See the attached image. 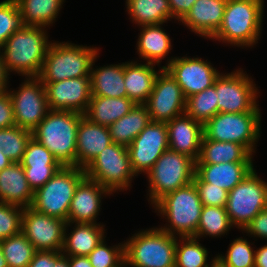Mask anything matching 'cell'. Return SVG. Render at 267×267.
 I'll return each mask as SVG.
<instances>
[{
  "instance_id": "6da1fadb",
  "label": "cell",
  "mask_w": 267,
  "mask_h": 267,
  "mask_svg": "<svg viewBox=\"0 0 267 267\" xmlns=\"http://www.w3.org/2000/svg\"><path fill=\"white\" fill-rule=\"evenodd\" d=\"M265 0H227L222 24L209 39L212 42L252 49L262 36Z\"/></svg>"
},
{
  "instance_id": "7a4b0ae2",
  "label": "cell",
  "mask_w": 267,
  "mask_h": 267,
  "mask_svg": "<svg viewBox=\"0 0 267 267\" xmlns=\"http://www.w3.org/2000/svg\"><path fill=\"white\" fill-rule=\"evenodd\" d=\"M48 28L23 26L3 44L1 56L8 74L21 77L40 75L50 41Z\"/></svg>"
},
{
  "instance_id": "3957f363",
  "label": "cell",
  "mask_w": 267,
  "mask_h": 267,
  "mask_svg": "<svg viewBox=\"0 0 267 267\" xmlns=\"http://www.w3.org/2000/svg\"><path fill=\"white\" fill-rule=\"evenodd\" d=\"M203 205L193 182L162 197L153 207L158 227L175 237H195Z\"/></svg>"
},
{
  "instance_id": "277c9868",
  "label": "cell",
  "mask_w": 267,
  "mask_h": 267,
  "mask_svg": "<svg viewBox=\"0 0 267 267\" xmlns=\"http://www.w3.org/2000/svg\"><path fill=\"white\" fill-rule=\"evenodd\" d=\"M84 115L75 111L50 110L32 131V137L45 146L63 166H76L77 130Z\"/></svg>"
},
{
  "instance_id": "5b68a950",
  "label": "cell",
  "mask_w": 267,
  "mask_h": 267,
  "mask_svg": "<svg viewBox=\"0 0 267 267\" xmlns=\"http://www.w3.org/2000/svg\"><path fill=\"white\" fill-rule=\"evenodd\" d=\"M135 231L124 240L125 267H175L177 237L158 226Z\"/></svg>"
},
{
  "instance_id": "8992f818",
  "label": "cell",
  "mask_w": 267,
  "mask_h": 267,
  "mask_svg": "<svg viewBox=\"0 0 267 267\" xmlns=\"http://www.w3.org/2000/svg\"><path fill=\"white\" fill-rule=\"evenodd\" d=\"M101 52L96 45H80L72 41L52 40L48 47L40 75L42 82L90 77L91 67Z\"/></svg>"
},
{
  "instance_id": "52a82bcc",
  "label": "cell",
  "mask_w": 267,
  "mask_h": 267,
  "mask_svg": "<svg viewBox=\"0 0 267 267\" xmlns=\"http://www.w3.org/2000/svg\"><path fill=\"white\" fill-rule=\"evenodd\" d=\"M196 172V162L187 155L167 149L145 174L147 201L153 207L162 197L191 182Z\"/></svg>"
},
{
  "instance_id": "ba28073f",
  "label": "cell",
  "mask_w": 267,
  "mask_h": 267,
  "mask_svg": "<svg viewBox=\"0 0 267 267\" xmlns=\"http://www.w3.org/2000/svg\"><path fill=\"white\" fill-rule=\"evenodd\" d=\"M258 105L245 113L218 112L203 125L206 139L244 145L253 155L262 134V110Z\"/></svg>"
},
{
  "instance_id": "9c48e42d",
  "label": "cell",
  "mask_w": 267,
  "mask_h": 267,
  "mask_svg": "<svg viewBox=\"0 0 267 267\" xmlns=\"http://www.w3.org/2000/svg\"><path fill=\"white\" fill-rule=\"evenodd\" d=\"M85 176L84 168L61 167L51 179L34 191L30 207L68 223V213L75 189Z\"/></svg>"
},
{
  "instance_id": "30bf717a",
  "label": "cell",
  "mask_w": 267,
  "mask_h": 267,
  "mask_svg": "<svg viewBox=\"0 0 267 267\" xmlns=\"http://www.w3.org/2000/svg\"><path fill=\"white\" fill-rule=\"evenodd\" d=\"M85 175L113 195L132 189L136 178L126 146L112 143L104 148L84 169ZM136 177V178H135Z\"/></svg>"
},
{
  "instance_id": "8fae6325",
  "label": "cell",
  "mask_w": 267,
  "mask_h": 267,
  "mask_svg": "<svg viewBox=\"0 0 267 267\" xmlns=\"http://www.w3.org/2000/svg\"><path fill=\"white\" fill-rule=\"evenodd\" d=\"M221 72L214 82L217 93L218 112L245 113L253 111L260 98V86L256 85L251 73L244 68H237L230 72Z\"/></svg>"
},
{
  "instance_id": "7c38bea8",
  "label": "cell",
  "mask_w": 267,
  "mask_h": 267,
  "mask_svg": "<svg viewBox=\"0 0 267 267\" xmlns=\"http://www.w3.org/2000/svg\"><path fill=\"white\" fill-rule=\"evenodd\" d=\"M256 167L228 192L226 211L232 225L243 231L251 220L267 208V182Z\"/></svg>"
},
{
  "instance_id": "4fadbf2b",
  "label": "cell",
  "mask_w": 267,
  "mask_h": 267,
  "mask_svg": "<svg viewBox=\"0 0 267 267\" xmlns=\"http://www.w3.org/2000/svg\"><path fill=\"white\" fill-rule=\"evenodd\" d=\"M17 88L7 89L13 103L15 126L33 131L50 111L45 85L37 77H22Z\"/></svg>"
},
{
  "instance_id": "5bb4252c",
  "label": "cell",
  "mask_w": 267,
  "mask_h": 267,
  "mask_svg": "<svg viewBox=\"0 0 267 267\" xmlns=\"http://www.w3.org/2000/svg\"><path fill=\"white\" fill-rule=\"evenodd\" d=\"M165 69L181 87L184 96L190 97L214 85L221 74L208 59L201 56H176Z\"/></svg>"
},
{
  "instance_id": "9a60e30c",
  "label": "cell",
  "mask_w": 267,
  "mask_h": 267,
  "mask_svg": "<svg viewBox=\"0 0 267 267\" xmlns=\"http://www.w3.org/2000/svg\"><path fill=\"white\" fill-rule=\"evenodd\" d=\"M167 149L169 142L166 122L151 121L127 147L136 176H145Z\"/></svg>"
},
{
  "instance_id": "2e32d148",
  "label": "cell",
  "mask_w": 267,
  "mask_h": 267,
  "mask_svg": "<svg viewBox=\"0 0 267 267\" xmlns=\"http://www.w3.org/2000/svg\"><path fill=\"white\" fill-rule=\"evenodd\" d=\"M152 122H168L185 113L186 97L175 79L163 68L144 104Z\"/></svg>"
},
{
  "instance_id": "e0dca14e",
  "label": "cell",
  "mask_w": 267,
  "mask_h": 267,
  "mask_svg": "<svg viewBox=\"0 0 267 267\" xmlns=\"http://www.w3.org/2000/svg\"><path fill=\"white\" fill-rule=\"evenodd\" d=\"M66 221L24 208L21 232L36 251H62Z\"/></svg>"
},
{
  "instance_id": "ac0fdd59",
  "label": "cell",
  "mask_w": 267,
  "mask_h": 267,
  "mask_svg": "<svg viewBox=\"0 0 267 267\" xmlns=\"http://www.w3.org/2000/svg\"><path fill=\"white\" fill-rule=\"evenodd\" d=\"M42 83L45 85L50 110L86 113L91 100L90 77Z\"/></svg>"
},
{
  "instance_id": "d6986e66",
  "label": "cell",
  "mask_w": 267,
  "mask_h": 267,
  "mask_svg": "<svg viewBox=\"0 0 267 267\" xmlns=\"http://www.w3.org/2000/svg\"><path fill=\"white\" fill-rule=\"evenodd\" d=\"M114 196L109 190L98 182L84 177L77 185L71 201L68 222L71 223H92L106 224L98 222V216L103 207V199Z\"/></svg>"
},
{
  "instance_id": "ffe728a7",
  "label": "cell",
  "mask_w": 267,
  "mask_h": 267,
  "mask_svg": "<svg viewBox=\"0 0 267 267\" xmlns=\"http://www.w3.org/2000/svg\"><path fill=\"white\" fill-rule=\"evenodd\" d=\"M165 24L167 23L138 27L140 32L136 37L135 50H137L138 58L141 59L140 62L152 63L156 64L157 67L165 68L176 57L171 54V50L174 48L173 41L167 33L168 31L163 27L167 26ZM168 55L169 57H167ZM162 60H165L164 65H162Z\"/></svg>"
},
{
  "instance_id": "44dd1931",
  "label": "cell",
  "mask_w": 267,
  "mask_h": 267,
  "mask_svg": "<svg viewBox=\"0 0 267 267\" xmlns=\"http://www.w3.org/2000/svg\"><path fill=\"white\" fill-rule=\"evenodd\" d=\"M226 3L227 0H197L179 25L209 40L222 24Z\"/></svg>"
},
{
  "instance_id": "7402d4cb",
  "label": "cell",
  "mask_w": 267,
  "mask_h": 267,
  "mask_svg": "<svg viewBox=\"0 0 267 267\" xmlns=\"http://www.w3.org/2000/svg\"><path fill=\"white\" fill-rule=\"evenodd\" d=\"M169 149L198 160L204 136L203 124L187 114H182L166 122Z\"/></svg>"
},
{
  "instance_id": "603a6c76",
  "label": "cell",
  "mask_w": 267,
  "mask_h": 267,
  "mask_svg": "<svg viewBox=\"0 0 267 267\" xmlns=\"http://www.w3.org/2000/svg\"><path fill=\"white\" fill-rule=\"evenodd\" d=\"M112 143L108 127L92 123L83 116L77 130L76 166L85 169L104 148Z\"/></svg>"
},
{
  "instance_id": "cb8c5ba5",
  "label": "cell",
  "mask_w": 267,
  "mask_h": 267,
  "mask_svg": "<svg viewBox=\"0 0 267 267\" xmlns=\"http://www.w3.org/2000/svg\"><path fill=\"white\" fill-rule=\"evenodd\" d=\"M105 224L66 223L62 254L88 256L107 237Z\"/></svg>"
},
{
  "instance_id": "d4e9b609",
  "label": "cell",
  "mask_w": 267,
  "mask_h": 267,
  "mask_svg": "<svg viewBox=\"0 0 267 267\" xmlns=\"http://www.w3.org/2000/svg\"><path fill=\"white\" fill-rule=\"evenodd\" d=\"M162 69H156V64L140 62L138 58L125 61L124 85L127 97L135 104H145Z\"/></svg>"
},
{
  "instance_id": "484cf974",
  "label": "cell",
  "mask_w": 267,
  "mask_h": 267,
  "mask_svg": "<svg viewBox=\"0 0 267 267\" xmlns=\"http://www.w3.org/2000/svg\"><path fill=\"white\" fill-rule=\"evenodd\" d=\"M34 191L30 187L23 166L13 162L0 171V203L29 208Z\"/></svg>"
},
{
  "instance_id": "4316f807",
  "label": "cell",
  "mask_w": 267,
  "mask_h": 267,
  "mask_svg": "<svg viewBox=\"0 0 267 267\" xmlns=\"http://www.w3.org/2000/svg\"><path fill=\"white\" fill-rule=\"evenodd\" d=\"M254 162L196 164L195 175L206 183L226 191L232 190L255 168Z\"/></svg>"
},
{
  "instance_id": "83f0119b",
  "label": "cell",
  "mask_w": 267,
  "mask_h": 267,
  "mask_svg": "<svg viewBox=\"0 0 267 267\" xmlns=\"http://www.w3.org/2000/svg\"><path fill=\"white\" fill-rule=\"evenodd\" d=\"M100 53L93 61L90 72L91 95L101 97H127L124 85V62L118 64L95 65Z\"/></svg>"
},
{
  "instance_id": "f1b7e54d",
  "label": "cell",
  "mask_w": 267,
  "mask_h": 267,
  "mask_svg": "<svg viewBox=\"0 0 267 267\" xmlns=\"http://www.w3.org/2000/svg\"><path fill=\"white\" fill-rule=\"evenodd\" d=\"M125 8L128 19L137 27L169 21L179 24L172 16L168 0H125Z\"/></svg>"
},
{
  "instance_id": "f546056e",
  "label": "cell",
  "mask_w": 267,
  "mask_h": 267,
  "mask_svg": "<svg viewBox=\"0 0 267 267\" xmlns=\"http://www.w3.org/2000/svg\"><path fill=\"white\" fill-rule=\"evenodd\" d=\"M254 155L241 144L206 139L201 142L196 164H219L227 162H254Z\"/></svg>"
},
{
  "instance_id": "4dcf8cb0",
  "label": "cell",
  "mask_w": 267,
  "mask_h": 267,
  "mask_svg": "<svg viewBox=\"0 0 267 267\" xmlns=\"http://www.w3.org/2000/svg\"><path fill=\"white\" fill-rule=\"evenodd\" d=\"M136 104L128 97L92 96L84 116L92 123L108 127L128 114Z\"/></svg>"
},
{
  "instance_id": "1f68e13d",
  "label": "cell",
  "mask_w": 267,
  "mask_h": 267,
  "mask_svg": "<svg viewBox=\"0 0 267 267\" xmlns=\"http://www.w3.org/2000/svg\"><path fill=\"white\" fill-rule=\"evenodd\" d=\"M151 122L144 104H136L132 110L108 126L112 141L128 147L138 134Z\"/></svg>"
},
{
  "instance_id": "d6a6232c",
  "label": "cell",
  "mask_w": 267,
  "mask_h": 267,
  "mask_svg": "<svg viewBox=\"0 0 267 267\" xmlns=\"http://www.w3.org/2000/svg\"><path fill=\"white\" fill-rule=\"evenodd\" d=\"M24 26L49 28L57 22L66 0H16Z\"/></svg>"
},
{
  "instance_id": "836d02e7",
  "label": "cell",
  "mask_w": 267,
  "mask_h": 267,
  "mask_svg": "<svg viewBox=\"0 0 267 267\" xmlns=\"http://www.w3.org/2000/svg\"><path fill=\"white\" fill-rule=\"evenodd\" d=\"M201 241L196 237H177L175 267H211L216 261V254L209 255L210 248Z\"/></svg>"
},
{
  "instance_id": "e575fe53",
  "label": "cell",
  "mask_w": 267,
  "mask_h": 267,
  "mask_svg": "<svg viewBox=\"0 0 267 267\" xmlns=\"http://www.w3.org/2000/svg\"><path fill=\"white\" fill-rule=\"evenodd\" d=\"M234 229L236 228L229 219L226 207L203 206L195 237L198 239L205 237L221 239Z\"/></svg>"
},
{
  "instance_id": "d590c367",
  "label": "cell",
  "mask_w": 267,
  "mask_h": 267,
  "mask_svg": "<svg viewBox=\"0 0 267 267\" xmlns=\"http://www.w3.org/2000/svg\"><path fill=\"white\" fill-rule=\"evenodd\" d=\"M243 236L230 240V244L224 254L216 253V260L224 267H254L255 262V242H251L244 237V231H240ZM254 245V246H253Z\"/></svg>"
},
{
  "instance_id": "8d00e7d4",
  "label": "cell",
  "mask_w": 267,
  "mask_h": 267,
  "mask_svg": "<svg viewBox=\"0 0 267 267\" xmlns=\"http://www.w3.org/2000/svg\"><path fill=\"white\" fill-rule=\"evenodd\" d=\"M217 93L214 86L186 98L185 114L203 125L218 113Z\"/></svg>"
},
{
  "instance_id": "74e56055",
  "label": "cell",
  "mask_w": 267,
  "mask_h": 267,
  "mask_svg": "<svg viewBox=\"0 0 267 267\" xmlns=\"http://www.w3.org/2000/svg\"><path fill=\"white\" fill-rule=\"evenodd\" d=\"M0 246L8 267H28L36 252L22 232L4 239Z\"/></svg>"
},
{
  "instance_id": "f35d334b",
  "label": "cell",
  "mask_w": 267,
  "mask_h": 267,
  "mask_svg": "<svg viewBox=\"0 0 267 267\" xmlns=\"http://www.w3.org/2000/svg\"><path fill=\"white\" fill-rule=\"evenodd\" d=\"M32 132L18 126L0 129V151L12 162H21Z\"/></svg>"
},
{
  "instance_id": "ab89813d",
  "label": "cell",
  "mask_w": 267,
  "mask_h": 267,
  "mask_svg": "<svg viewBox=\"0 0 267 267\" xmlns=\"http://www.w3.org/2000/svg\"><path fill=\"white\" fill-rule=\"evenodd\" d=\"M108 239H103L87 256L93 267H125L124 241L107 244Z\"/></svg>"
},
{
  "instance_id": "60d3db41",
  "label": "cell",
  "mask_w": 267,
  "mask_h": 267,
  "mask_svg": "<svg viewBox=\"0 0 267 267\" xmlns=\"http://www.w3.org/2000/svg\"><path fill=\"white\" fill-rule=\"evenodd\" d=\"M23 26L22 14L17 1H0V53L6 40Z\"/></svg>"
},
{
  "instance_id": "b9f144b4",
  "label": "cell",
  "mask_w": 267,
  "mask_h": 267,
  "mask_svg": "<svg viewBox=\"0 0 267 267\" xmlns=\"http://www.w3.org/2000/svg\"><path fill=\"white\" fill-rule=\"evenodd\" d=\"M21 165L33 168H61L53 154L33 137L30 139L23 154Z\"/></svg>"
},
{
  "instance_id": "7bdbcfd3",
  "label": "cell",
  "mask_w": 267,
  "mask_h": 267,
  "mask_svg": "<svg viewBox=\"0 0 267 267\" xmlns=\"http://www.w3.org/2000/svg\"><path fill=\"white\" fill-rule=\"evenodd\" d=\"M23 211L24 209L19 206L0 203V243L21 233Z\"/></svg>"
},
{
  "instance_id": "ee69618b",
  "label": "cell",
  "mask_w": 267,
  "mask_h": 267,
  "mask_svg": "<svg viewBox=\"0 0 267 267\" xmlns=\"http://www.w3.org/2000/svg\"><path fill=\"white\" fill-rule=\"evenodd\" d=\"M193 183L197 187L199 197L203 206L226 207L228 191L213 184L202 182L196 175Z\"/></svg>"
},
{
  "instance_id": "f6af8a7d",
  "label": "cell",
  "mask_w": 267,
  "mask_h": 267,
  "mask_svg": "<svg viewBox=\"0 0 267 267\" xmlns=\"http://www.w3.org/2000/svg\"><path fill=\"white\" fill-rule=\"evenodd\" d=\"M243 231L254 241H267V208L259 212Z\"/></svg>"
},
{
  "instance_id": "bcb514c9",
  "label": "cell",
  "mask_w": 267,
  "mask_h": 267,
  "mask_svg": "<svg viewBox=\"0 0 267 267\" xmlns=\"http://www.w3.org/2000/svg\"><path fill=\"white\" fill-rule=\"evenodd\" d=\"M26 179L33 191L42 187L60 168L23 167Z\"/></svg>"
},
{
  "instance_id": "7dc6e473",
  "label": "cell",
  "mask_w": 267,
  "mask_h": 267,
  "mask_svg": "<svg viewBox=\"0 0 267 267\" xmlns=\"http://www.w3.org/2000/svg\"><path fill=\"white\" fill-rule=\"evenodd\" d=\"M15 126L13 103L7 90L0 92V129Z\"/></svg>"
},
{
  "instance_id": "c3c4849f",
  "label": "cell",
  "mask_w": 267,
  "mask_h": 267,
  "mask_svg": "<svg viewBox=\"0 0 267 267\" xmlns=\"http://www.w3.org/2000/svg\"><path fill=\"white\" fill-rule=\"evenodd\" d=\"M62 255V251H36L28 267H53Z\"/></svg>"
},
{
  "instance_id": "681fc988",
  "label": "cell",
  "mask_w": 267,
  "mask_h": 267,
  "mask_svg": "<svg viewBox=\"0 0 267 267\" xmlns=\"http://www.w3.org/2000/svg\"><path fill=\"white\" fill-rule=\"evenodd\" d=\"M172 16L180 22L197 0H168Z\"/></svg>"
},
{
  "instance_id": "f907efd6",
  "label": "cell",
  "mask_w": 267,
  "mask_h": 267,
  "mask_svg": "<svg viewBox=\"0 0 267 267\" xmlns=\"http://www.w3.org/2000/svg\"><path fill=\"white\" fill-rule=\"evenodd\" d=\"M254 267H267V242L255 248Z\"/></svg>"
},
{
  "instance_id": "816d5d0a",
  "label": "cell",
  "mask_w": 267,
  "mask_h": 267,
  "mask_svg": "<svg viewBox=\"0 0 267 267\" xmlns=\"http://www.w3.org/2000/svg\"><path fill=\"white\" fill-rule=\"evenodd\" d=\"M10 78H12V76L8 74L0 53V92L7 90L9 85H11Z\"/></svg>"
},
{
  "instance_id": "f5cc1de1",
  "label": "cell",
  "mask_w": 267,
  "mask_h": 267,
  "mask_svg": "<svg viewBox=\"0 0 267 267\" xmlns=\"http://www.w3.org/2000/svg\"><path fill=\"white\" fill-rule=\"evenodd\" d=\"M69 267H93L87 256H68Z\"/></svg>"
},
{
  "instance_id": "db71d44e",
  "label": "cell",
  "mask_w": 267,
  "mask_h": 267,
  "mask_svg": "<svg viewBox=\"0 0 267 267\" xmlns=\"http://www.w3.org/2000/svg\"><path fill=\"white\" fill-rule=\"evenodd\" d=\"M11 163L13 162L0 151V171L7 168Z\"/></svg>"
},
{
  "instance_id": "11a10c76",
  "label": "cell",
  "mask_w": 267,
  "mask_h": 267,
  "mask_svg": "<svg viewBox=\"0 0 267 267\" xmlns=\"http://www.w3.org/2000/svg\"><path fill=\"white\" fill-rule=\"evenodd\" d=\"M53 267H69L68 256L64 254L55 262Z\"/></svg>"
},
{
  "instance_id": "9f6ffc18",
  "label": "cell",
  "mask_w": 267,
  "mask_h": 267,
  "mask_svg": "<svg viewBox=\"0 0 267 267\" xmlns=\"http://www.w3.org/2000/svg\"><path fill=\"white\" fill-rule=\"evenodd\" d=\"M0 267H8L7 261L3 255L1 246H0Z\"/></svg>"
},
{
  "instance_id": "6f0895ef",
  "label": "cell",
  "mask_w": 267,
  "mask_h": 267,
  "mask_svg": "<svg viewBox=\"0 0 267 267\" xmlns=\"http://www.w3.org/2000/svg\"><path fill=\"white\" fill-rule=\"evenodd\" d=\"M211 267H224L220 262L217 260L211 265Z\"/></svg>"
}]
</instances>
